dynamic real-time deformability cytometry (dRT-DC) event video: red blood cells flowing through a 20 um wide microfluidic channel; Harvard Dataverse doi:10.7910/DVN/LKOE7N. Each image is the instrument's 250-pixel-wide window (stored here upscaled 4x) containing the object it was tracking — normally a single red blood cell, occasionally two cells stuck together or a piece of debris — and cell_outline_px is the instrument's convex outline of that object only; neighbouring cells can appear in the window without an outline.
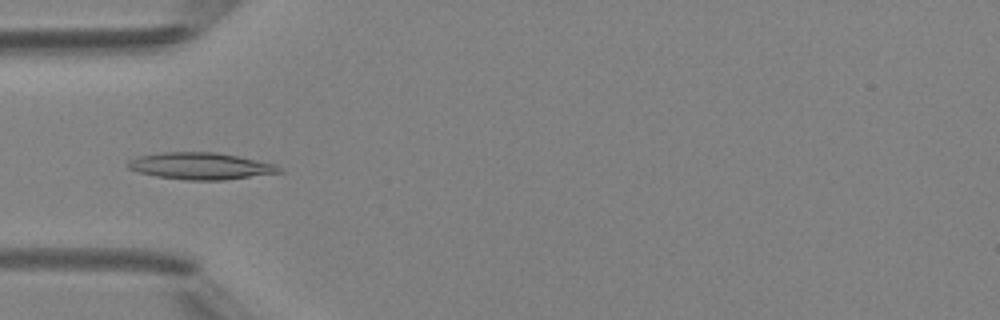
{"species": "Egyptian fruit bat (a non-hibernating species)", "species_latin": "Rousettus aegyptiacus", "temperature_condition": "room temperature", "stored_images_in_passage": 6, "camera_frame_rate_fps": 3000, "um_per_image_px": 0.085, "animal": {"sex": "female"}, "frame": {"image": 1, "passage_image": 4, "time_ms": 4.333, "image_size_px": [1000, 320], "cell_outline_px": [[284, 172], [224, 180], [188, 180], [156, 176], [140, 172], [128, 168], [128, 160], [140, 156], [164, 152], [216, 152], [276, 164], [284, 168]], "centroid_in_image_um": [17.11, 14.11], "position_along_channel_um": 67.9, "area_um2": 23.52}}
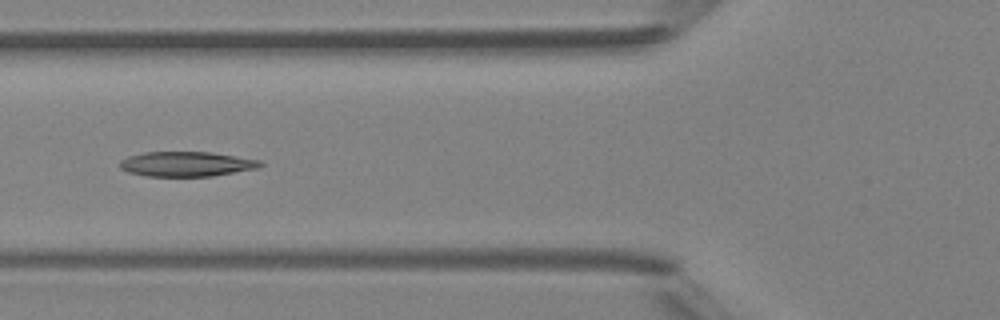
{"frame": {"image": 2, "passage_image": 5, "time_ms": 5.333, "image_size_px": [1000, 320], "cell_outline_px": [[264, 164], [260, 168], [212, 176], [148, 176], [128, 172], [120, 168], [120, 160], [128, 156], [144, 152], [212, 152], [260, 160]], "centroid_in_image_um": [15.87, 13.94], "position_along_channel_um": 109.9, "area_um2": 20.4}}
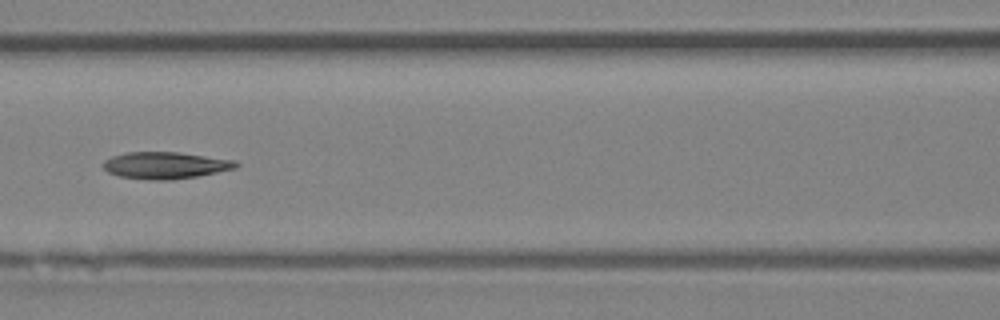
{"frame": {"image": 3, "passage_image": 6, "time_ms": 6.333, "image_size_px": [1000, 320], "cell_outline_px": [[240, 164], [236, 168], [196, 176], [172, 180], [152, 180], [120, 176], [108, 172], [104, 168], [104, 160], [112, 156], [124, 152], [180, 152], [236, 160]], "centroid_in_image_um": [14.07, 14.04], "position_along_channel_um": 152.5, "area_um2": 20.75}}